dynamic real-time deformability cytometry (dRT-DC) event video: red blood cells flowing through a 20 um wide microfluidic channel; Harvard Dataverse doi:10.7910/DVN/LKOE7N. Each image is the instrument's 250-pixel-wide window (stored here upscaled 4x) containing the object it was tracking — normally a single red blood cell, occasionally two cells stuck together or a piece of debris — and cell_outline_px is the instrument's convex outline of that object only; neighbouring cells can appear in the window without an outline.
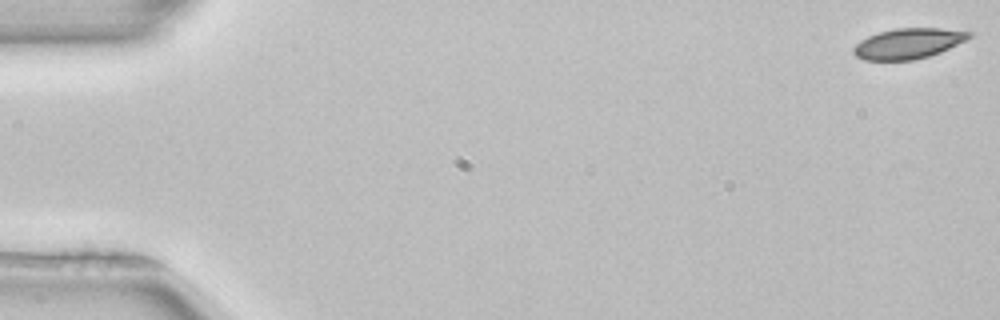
{"species": "common noctule bat (a hibernating species)", "species_latin": "Nyctalus noctula", "temperature_condition": "room temperature", "stored_images_in_passage": 52, "camera_frame_rate_fps": 3000, "um_per_image_px": 0.085, "animal": {"sex": "female", "body_mass_g": 22.7, "forearm_length_mm": 54.2}, "frame": {"image": 1, "passage_image": 1, "time_ms": 0.0, "image_size_px": [1000, 320], "cell_outline_px": [[972, 36], [940, 52], [928, 56], [912, 60], [864, 60], [856, 56], [852, 52], [852, 48], [860, 40], [868, 36], [880, 32], [896, 28], [940, 28], [972, 32]], "centroid_in_image_um": [77.15, 3.7], "position_along_channel_um": 7.8, "area_um2": 20.29}}
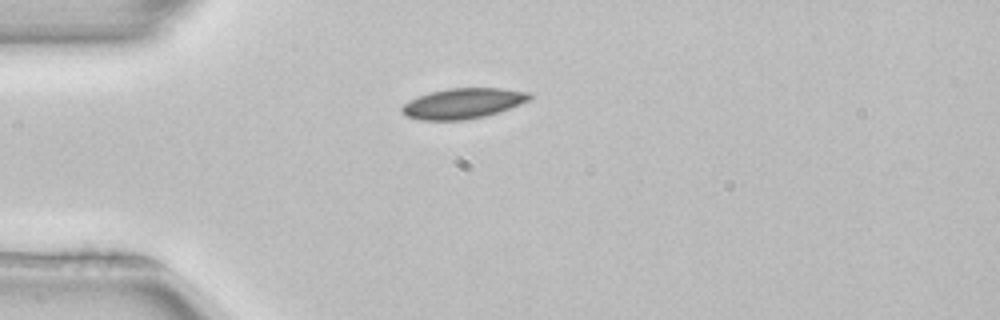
{"frame": {"image": 2, "passage_image": 14, "time_ms": 4.333, "image_size_px": [1000, 320], "cell_outline_px": [[532, 96], [528, 100], [520, 104], [500, 112], [468, 120], [420, 120], [404, 116], [400, 112], [400, 108], [408, 100], [432, 92], [448, 88], [500, 88], [528, 92]], "centroid_in_image_um": [39.32, 8.8], "position_along_channel_um": 45.7, "area_um2": 22.66}}
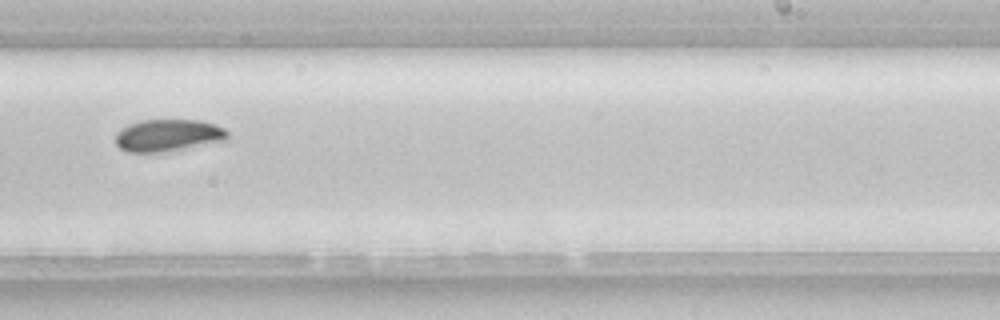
{"frame": {"image": 3, "passage_image": 33, "time_ms": 10.667, "image_size_px": [1000, 320], "cell_outline_px": [[228, 140], [160, 152], [128, 152], [120, 148], [116, 144], [116, 132], [120, 128], [128, 124], [140, 120], [200, 120], [224, 128], [228, 132]], "centroid_in_image_um": [14.25, 11.49], "position_along_channel_um": 274.7, "area_um2": 20.87}, "authors_computed_cell_mechanics": {"area_um2": 20.9236, "velocity_mm_per_s": 3.9275, "shape_relaxation_time_tau1_ms": 2.3624, "shape_relaxation_time_tau2_ms": null, "deformation_change_tau1": 0.0767, "deformation_change_tau2": null}}